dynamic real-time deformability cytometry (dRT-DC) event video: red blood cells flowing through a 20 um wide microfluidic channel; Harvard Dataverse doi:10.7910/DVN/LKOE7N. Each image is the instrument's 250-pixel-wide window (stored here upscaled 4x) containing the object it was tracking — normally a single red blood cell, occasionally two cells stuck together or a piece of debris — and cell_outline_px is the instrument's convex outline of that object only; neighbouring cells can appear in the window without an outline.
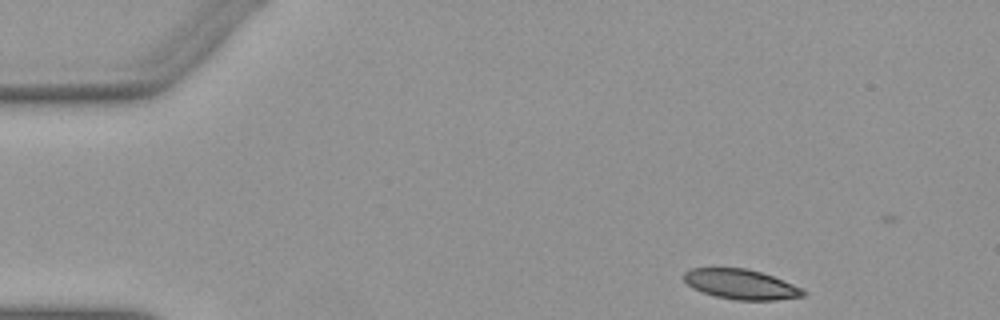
{"species": "Egyptian fruit bat (a non-hibernating species)", "species_latin": "Rousettus aegyptiacus", "temperature_condition": "warm", "stored_images_in_passage": 11, "camera_frame_rate_fps": 3000, "um_per_image_px": 0.085, "animal": {"sex": "female"}, "frame": {"image": 1, "passage_image": 1, "time_ms": 0.0, "image_size_px": [1000, 320], "cell_outline_px": [[808, 292], [804, 296], [776, 300], [736, 300], [716, 296], [692, 288], [684, 280], [684, 272], [692, 268], [748, 268], [772, 276], [804, 288]], "centroid_in_image_um": [63.02, 24.16], "position_along_channel_um": 22.0, "area_um2": 20.81}}
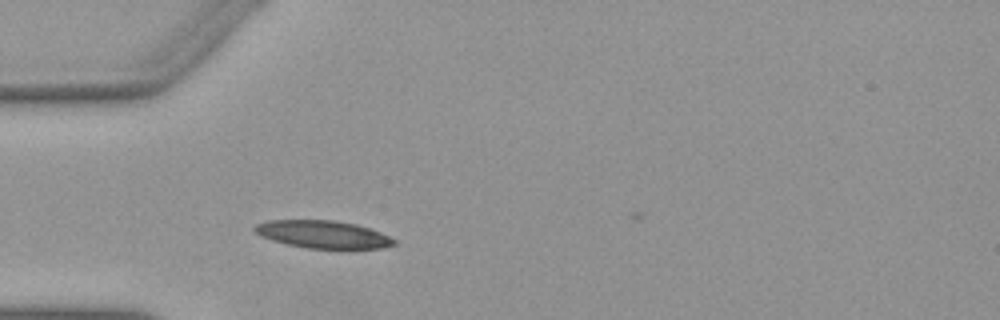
{"frame": {"image": 2, "passage_image": 10, "time_ms": 3.0, "image_size_px": [1000, 320], "cell_outline_px": [[396, 244], [384, 248], [352, 252], [348, 252], [308, 248], [288, 244], [272, 240], [260, 236], [252, 228], [256, 224], [268, 220], [336, 220], [356, 224], [380, 232], [396, 240]], "centroid_in_image_um": [27.54, 19.97], "position_along_channel_um": 57.5, "area_um2": 23.47}}